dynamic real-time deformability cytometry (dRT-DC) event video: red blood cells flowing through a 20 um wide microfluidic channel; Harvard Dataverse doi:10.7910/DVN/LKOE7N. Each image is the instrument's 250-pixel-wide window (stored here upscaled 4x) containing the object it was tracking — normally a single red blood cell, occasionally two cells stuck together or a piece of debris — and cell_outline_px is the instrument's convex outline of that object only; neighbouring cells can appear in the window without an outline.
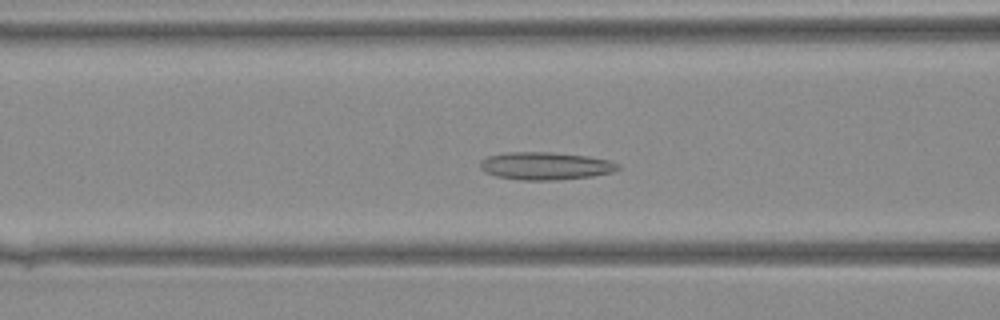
{"species": "Egyptian fruit bat (a non-hibernating species)", "species_latin": "Rousettus aegyptiacus", "temperature_condition": "warm", "stored_images_in_passage": 35, "camera_frame_rate_fps": 3000, "um_per_image_px": 0.085, "animal": {"sex": "female"}, "frame": {"image": 1, "passage_image": 11, "time_ms": 3.333, "image_size_px": [1000, 320], "cell_outline_px": [[620, 168], [612, 172], [592, 176], [556, 180], [524, 180], [496, 176], [484, 172], [480, 168], [480, 160], [488, 156], [504, 152], [552, 152], [588, 156], [608, 160], [620, 164]], "centroid_in_image_um": [46.34, 14.09], "position_along_channel_um": 120.3, "area_um2": 22.31}}
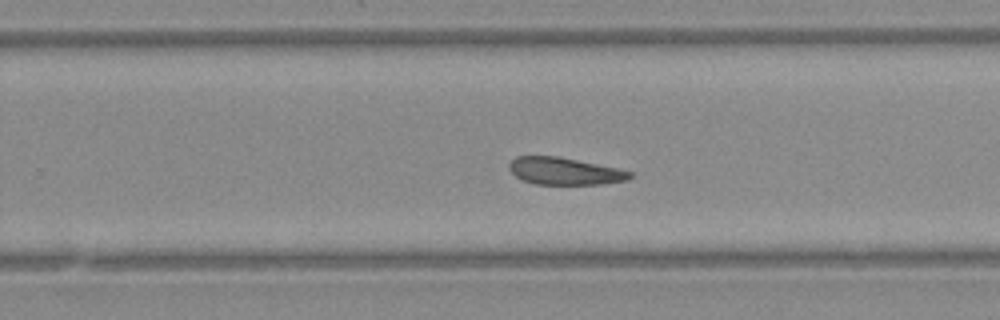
{"frame": {"image": 2, "passage_image": 21, "time_ms": 6.667, "image_size_px": [1000, 320], "cell_outline_px": [[632, 176], [628, 180], [604, 184], [536, 184], [524, 180], [516, 176], [508, 168], [508, 164], [516, 156], [560, 156], [616, 168], [632, 172]], "centroid_in_image_um": [47.99, 14.54], "position_along_channel_um": 281.8, "area_um2": 19.07}}
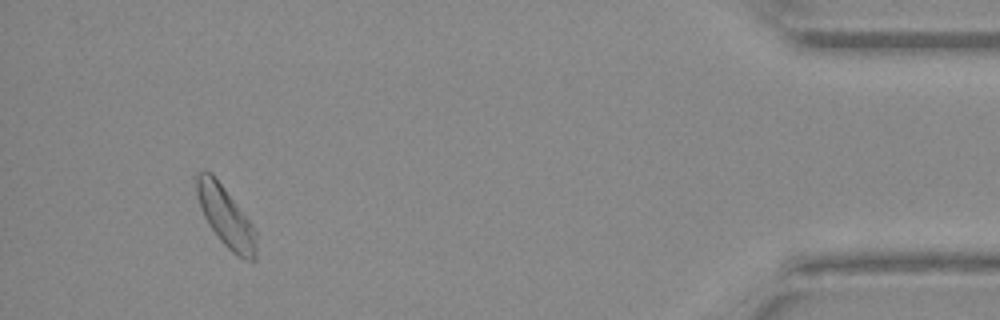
{"frame": {"image": 3, "passage_image": 33, "time_ms": 10.667, "image_size_px": [1000, 320], "cell_outline_px": [[256, 260], [244, 260], [236, 256], [220, 240], [208, 224], [200, 208], [196, 192], [196, 172], [204, 168], [212, 172], [252, 224], [256, 232]], "centroid_in_image_um": [19.16, 18.39], "position_along_channel_um": 416.0, "area_um2": 21.04}}